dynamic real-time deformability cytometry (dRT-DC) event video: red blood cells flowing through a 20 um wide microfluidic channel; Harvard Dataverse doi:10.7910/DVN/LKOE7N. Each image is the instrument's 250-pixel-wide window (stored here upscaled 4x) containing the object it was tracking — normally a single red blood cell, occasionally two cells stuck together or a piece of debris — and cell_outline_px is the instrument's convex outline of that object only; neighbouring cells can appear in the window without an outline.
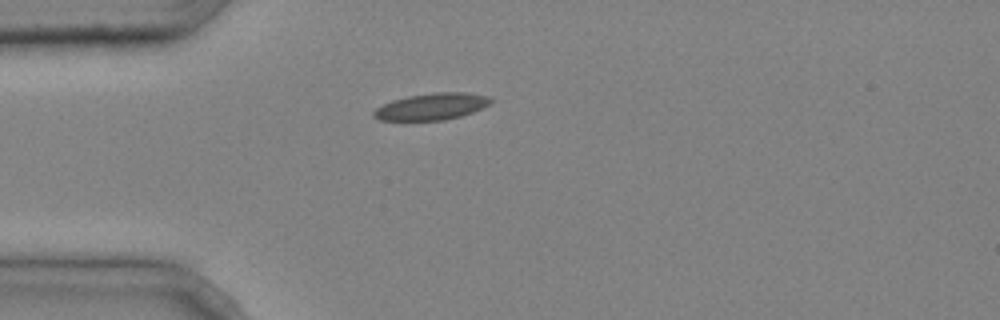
{"species": "common noctule bat (a hibernating species)", "species_latin": "Nyctalus noctula", "temperature_condition": "cold", "stored_images_in_passage": 2, "camera_frame_rate_fps": 3000, "um_per_image_px": 0.085, "animal": {"sex": "male", "body_mass_g": 20.4}, "frame": {"image": 1, "passage_image": 1, "time_ms": 0.0, "image_size_px": [1000, 320], "cell_outline_px": [[496, 100], [492, 104], [472, 112], [460, 116], [444, 120], [380, 120], [372, 116], [372, 112], [376, 108], [392, 100], [408, 96], [436, 92], [464, 92], [488, 96]], "centroid_in_image_um": [36.73, 9.05], "position_along_channel_um": 48.3, "area_um2": 18.26}}